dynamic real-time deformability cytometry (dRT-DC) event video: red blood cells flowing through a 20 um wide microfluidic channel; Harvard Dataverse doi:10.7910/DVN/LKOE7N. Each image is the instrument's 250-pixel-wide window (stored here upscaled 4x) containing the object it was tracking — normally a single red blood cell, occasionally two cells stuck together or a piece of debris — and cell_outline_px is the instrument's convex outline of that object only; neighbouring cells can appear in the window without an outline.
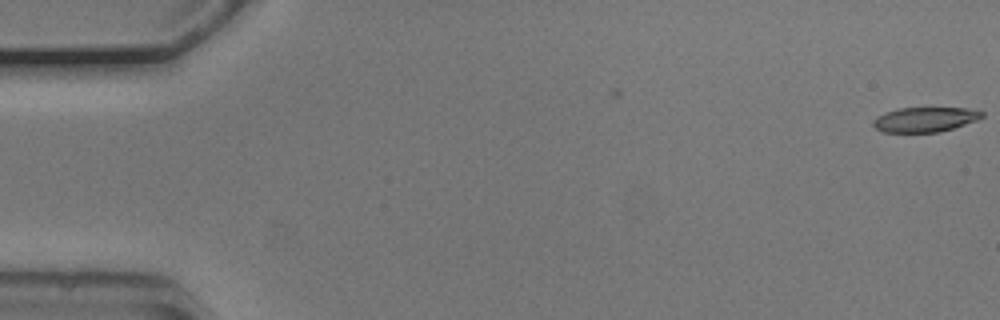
{"species": "common noctule bat (a hibernating species)", "species_latin": "Nyctalus noctula", "temperature_condition": "cold", "stored_images_in_passage": 7, "camera_frame_rate_fps": 3000, "um_per_image_px": 0.085, "animal": {"sex": "male", "body_mass_g": 20.5, "forearm_length_mm": 52.5}, "frame": {"image": 1, "passage_image": 1, "time_ms": 0.0, "image_size_px": [1000, 320], "cell_outline_px": [[984, 116], [976, 120], [940, 132], [884, 132], [876, 128], [872, 124], [872, 120], [876, 116], [900, 108], [968, 108], [984, 112]], "centroid_in_image_um": [78.61, 10.15], "position_along_channel_um": 6.4, "area_um2": 15.55}}